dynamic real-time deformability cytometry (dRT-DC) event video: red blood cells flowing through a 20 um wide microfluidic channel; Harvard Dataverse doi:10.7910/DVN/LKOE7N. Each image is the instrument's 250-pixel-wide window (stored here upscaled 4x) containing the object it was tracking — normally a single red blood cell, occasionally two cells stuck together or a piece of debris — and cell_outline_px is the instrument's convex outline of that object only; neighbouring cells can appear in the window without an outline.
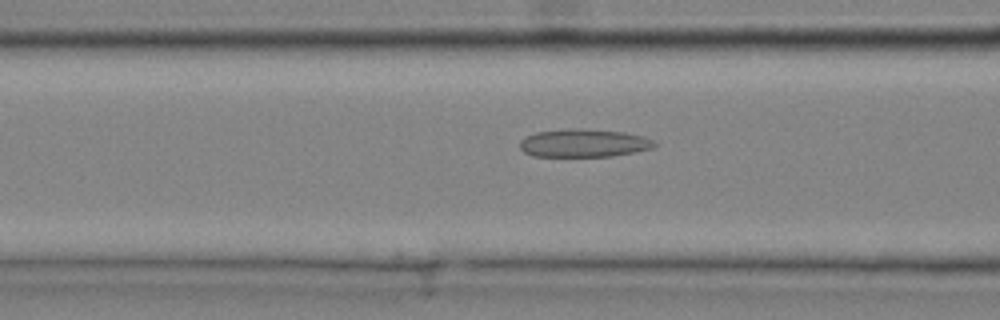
{"species": "common noctule bat (a hibernating species)", "species_latin": "Nyctalus noctula", "temperature_condition": "cold", "stored_images_in_passage": 33, "camera_frame_rate_fps": 3000, "um_per_image_px": 0.085, "animal": {"sex": "male", "body_mass_g": 20.4}, "frame": {"image": 1, "passage_image": 10, "time_ms": 3.0, "image_size_px": [1000, 320], "cell_outline_px": [[656, 148], [636, 152], [612, 156], [532, 156], [524, 152], [520, 148], [520, 140], [536, 132], [576, 128], [624, 132], [644, 136], [652, 140], [656, 144]], "centroid_in_image_um": [49.66, 12.17], "position_along_channel_um": 116.9, "area_um2": 21.96}}
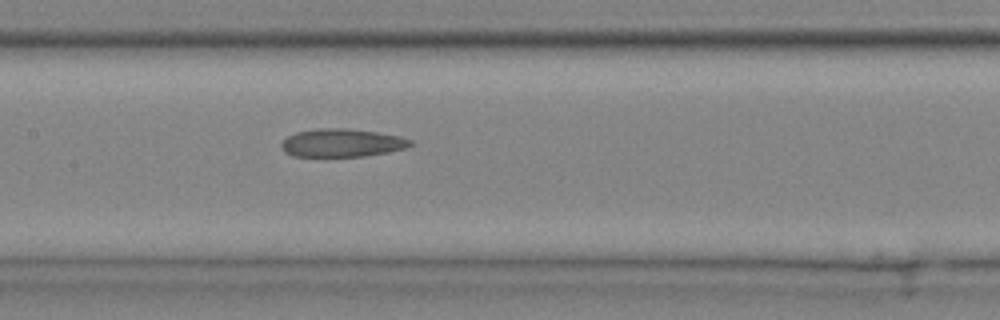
{"frame": {"image": 2, "passage_image": 14, "time_ms": 4.333, "image_size_px": [1000, 320], "cell_outline_px": [[412, 144], [404, 148], [388, 152], [364, 156], [292, 156], [284, 152], [280, 144], [288, 136], [296, 132], [320, 128], [348, 128], [376, 132], [400, 136], [412, 140]], "centroid_in_image_um": [29.04, 12.14], "position_along_channel_um": 178.4, "area_um2": 21.04}}
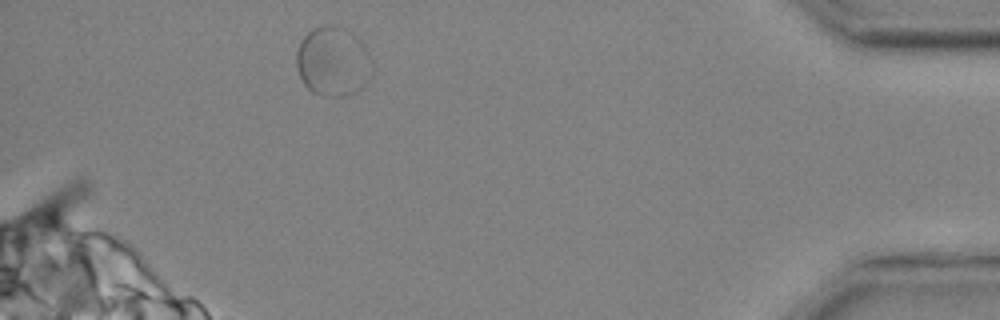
{"frame": {"image": 3, "passage_image": 32, "time_ms": 10.333, "image_size_px": [1000, 320], "cell_outline_px": [[372, 76], [364, 88], [340, 96], [320, 96], [312, 92], [304, 84], [300, 76], [296, 64], [296, 52], [300, 40], [312, 28], [324, 24], [328, 24], [344, 28], [352, 32], [364, 44], [372, 60]], "centroid_in_image_um": [28.32, 5.22], "position_along_channel_um": 406.9, "area_um2": 31.15}}